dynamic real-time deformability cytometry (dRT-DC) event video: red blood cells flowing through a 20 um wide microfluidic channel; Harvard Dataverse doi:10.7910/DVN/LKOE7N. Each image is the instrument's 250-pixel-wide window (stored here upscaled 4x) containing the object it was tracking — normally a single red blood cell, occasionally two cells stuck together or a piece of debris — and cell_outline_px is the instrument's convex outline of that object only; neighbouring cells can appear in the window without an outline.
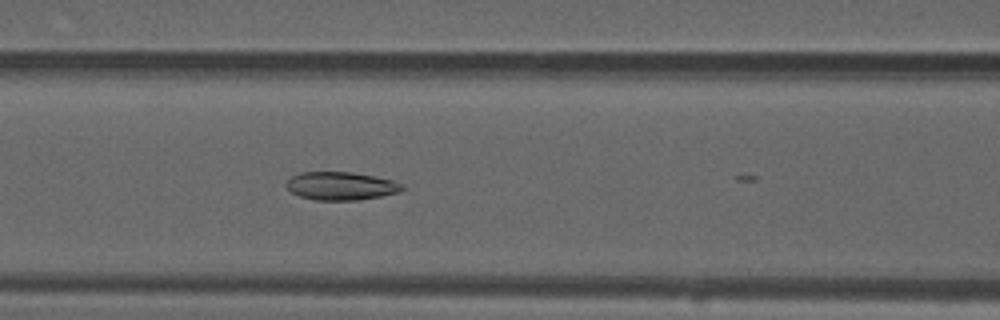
{"species": "common noctule bat (a hibernating species)", "species_latin": "Nyctalus noctula", "temperature_condition": "warm", "stored_images_in_passage": 15, "camera_frame_rate_fps": 3000, "um_per_image_px": 0.085, "animal": {"sex": "male", "forearm_length_mm": 52.5}, "frame": {"image": 1, "passage_image": 14, "time_ms": 4.333, "image_size_px": [1000, 320], "cell_outline_px": [[404, 188], [400, 192], [384, 196], [356, 200], [316, 200], [300, 196], [292, 192], [284, 184], [292, 176], [300, 172], [352, 172], [392, 180], [404, 184]], "centroid_in_image_um": [29.0, 15.81], "position_along_channel_um": 137.6, "area_um2": 19.02}}